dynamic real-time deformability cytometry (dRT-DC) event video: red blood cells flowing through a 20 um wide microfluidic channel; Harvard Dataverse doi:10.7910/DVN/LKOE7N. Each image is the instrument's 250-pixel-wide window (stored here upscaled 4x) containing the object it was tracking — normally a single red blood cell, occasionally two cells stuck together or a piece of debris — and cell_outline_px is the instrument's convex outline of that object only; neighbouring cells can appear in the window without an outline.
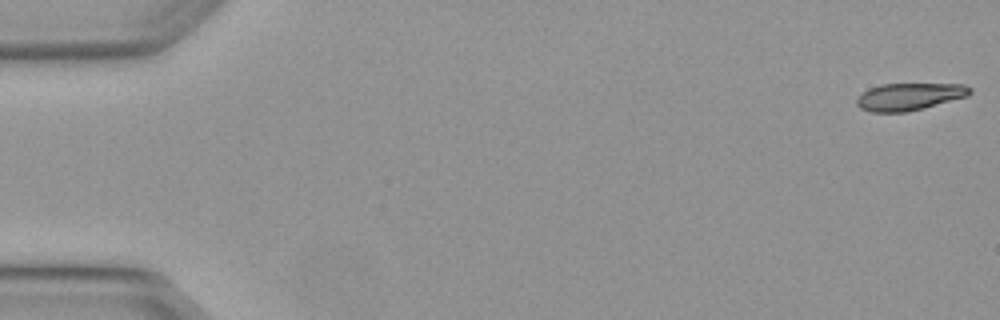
{"species": "Egyptian fruit bat (a non-hibernating species)", "species_latin": "Rousettus aegyptiacus", "temperature_condition": "warm", "stored_images_in_passage": 6, "camera_frame_rate_fps": 3000, "um_per_image_px": 0.085, "animal": {"sex": "female"}, "frame": {"image": 1, "passage_image": 1, "time_ms": 0.0, "image_size_px": [1000, 320], "cell_outline_px": [[972, 92], [968, 96], [924, 108], [904, 112], [872, 112], [860, 108], [856, 104], [856, 100], [864, 92], [880, 84], [964, 84], [972, 88]], "centroid_in_image_um": [77.33, 8.21], "position_along_channel_um": 7.7, "area_um2": 17.86}}
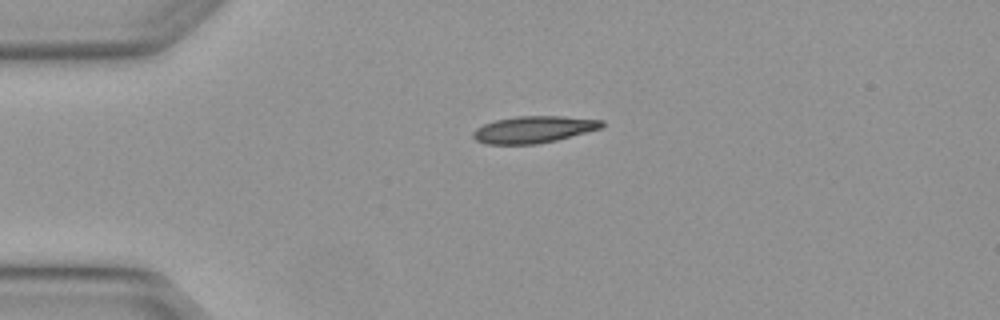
{"frame": {"image": 2, "passage_image": 4, "time_ms": 1.0, "image_size_px": [1000, 320], "cell_outline_px": [[604, 124], [600, 128], [556, 140], [536, 144], [484, 144], [476, 140], [472, 136], [472, 132], [476, 128], [484, 124], [496, 120], [516, 116], [564, 116], [604, 120]], "centroid_in_image_um": [45.33, 11.0], "position_along_channel_um": 39.7, "area_um2": 20.06}}
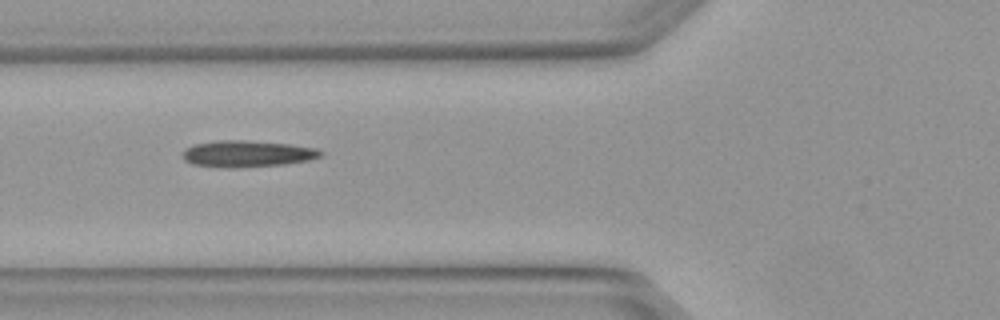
{"frame": {"image": 3, "passage_image": 6, "time_ms": 1.667, "image_size_px": [1000, 320], "cell_outline_px": [[324, 156], [308, 160], [284, 164], [236, 168], [224, 168], [192, 164], [184, 160], [184, 148], [192, 144], [216, 140], [244, 140], [288, 144], [316, 148], [324, 152]], "centroid_in_image_um": [21.0, 13.07], "position_along_channel_um": 104.8, "area_um2": 21.5}}